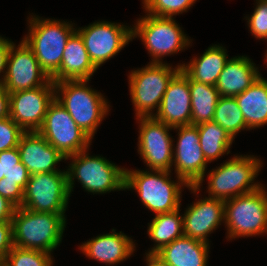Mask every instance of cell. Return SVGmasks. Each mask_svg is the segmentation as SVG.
<instances>
[{
  "label": "cell",
  "mask_w": 267,
  "mask_h": 266,
  "mask_svg": "<svg viewBox=\"0 0 267 266\" xmlns=\"http://www.w3.org/2000/svg\"><path fill=\"white\" fill-rule=\"evenodd\" d=\"M65 228V214L17 207L12 217L13 246L51 254L62 242Z\"/></svg>",
  "instance_id": "cell-1"
},
{
  "label": "cell",
  "mask_w": 267,
  "mask_h": 266,
  "mask_svg": "<svg viewBox=\"0 0 267 266\" xmlns=\"http://www.w3.org/2000/svg\"><path fill=\"white\" fill-rule=\"evenodd\" d=\"M89 80L54 83L55 99L67 110L79 128L93 139L99 124L108 115L109 102L87 85Z\"/></svg>",
  "instance_id": "cell-2"
},
{
  "label": "cell",
  "mask_w": 267,
  "mask_h": 266,
  "mask_svg": "<svg viewBox=\"0 0 267 266\" xmlns=\"http://www.w3.org/2000/svg\"><path fill=\"white\" fill-rule=\"evenodd\" d=\"M170 173L164 170L125 168L124 189L137 191L145 208L155 214L173 212L180 208L181 189L189 185L182 178L176 182L171 180Z\"/></svg>",
  "instance_id": "cell-3"
},
{
  "label": "cell",
  "mask_w": 267,
  "mask_h": 266,
  "mask_svg": "<svg viewBox=\"0 0 267 266\" xmlns=\"http://www.w3.org/2000/svg\"><path fill=\"white\" fill-rule=\"evenodd\" d=\"M27 21L29 32L22 40L51 78L59 70L66 43L76 28L71 22L41 19L38 15H31Z\"/></svg>",
  "instance_id": "cell-4"
},
{
  "label": "cell",
  "mask_w": 267,
  "mask_h": 266,
  "mask_svg": "<svg viewBox=\"0 0 267 266\" xmlns=\"http://www.w3.org/2000/svg\"><path fill=\"white\" fill-rule=\"evenodd\" d=\"M69 159L72 162L66 173L70 195L75 185L74 179H78L83 189L93 195L125 190V168L100 155L89 156L87 149L68 156L65 161Z\"/></svg>",
  "instance_id": "cell-5"
},
{
  "label": "cell",
  "mask_w": 267,
  "mask_h": 266,
  "mask_svg": "<svg viewBox=\"0 0 267 266\" xmlns=\"http://www.w3.org/2000/svg\"><path fill=\"white\" fill-rule=\"evenodd\" d=\"M262 164L254 155H234L208 172V197L226 201L256 191L263 186L254 182Z\"/></svg>",
  "instance_id": "cell-6"
},
{
  "label": "cell",
  "mask_w": 267,
  "mask_h": 266,
  "mask_svg": "<svg viewBox=\"0 0 267 266\" xmlns=\"http://www.w3.org/2000/svg\"><path fill=\"white\" fill-rule=\"evenodd\" d=\"M224 225L228 239L267 234V190L254 192L224 201Z\"/></svg>",
  "instance_id": "cell-7"
},
{
  "label": "cell",
  "mask_w": 267,
  "mask_h": 266,
  "mask_svg": "<svg viewBox=\"0 0 267 266\" xmlns=\"http://www.w3.org/2000/svg\"><path fill=\"white\" fill-rule=\"evenodd\" d=\"M180 69L179 64L173 68L167 62H150L129 73V91L136 118L151 117L155 110L157 113L170 80Z\"/></svg>",
  "instance_id": "cell-8"
},
{
  "label": "cell",
  "mask_w": 267,
  "mask_h": 266,
  "mask_svg": "<svg viewBox=\"0 0 267 266\" xmlns=\"http://www.w3.org/2000/svg\"><path fill=\"white\" fill-rule=\"evenodd\" d=\"M146 15L131 27L132 39L139 37L142 40L152 56L151 63H163L164 56L176 54L192 42L174 18Z\"/></svg>",
  "instance_id": "cell-9"
},
{
  "label": "cell",
  "mask_w": 267,
  "mask_h": 266,
  "mask_svg": "<svg viewBox=\"0 0 267 266\" xmlns=\"http://www.w3.org/2000/svg\"><path fill=\"white\" fill-rule=\"evenodd\" d=\"M70 196L65 170L37 173L29 176L21 207L35 212L65 214Z\"/></svg>",
  "instance_id": "cell-10"
},
{
  "label": "cell",
  "mask_w": 267,
  "mask_h": 266,
  "mask_svg": "<svg viewBox=\"0 0 267 266\" xmlns=\"http://www.w3.org/2000/svg\"><path fill=\"white\" fill-rule=\"evenodd\" d=\"M38 132L64 158L89 150L92 141L55 98L48 105L44 122Z\"/></svg>",
  "instance_id": "cell-11"
},
{
  "label": "cell",
  "mask_w": 267,
  "mask_h": 266,
  "mask_svg": "<svg viewBox=\"0 0 267 266\" xmlns=\"http://www.w3.org/2000/svg\"><path fill=\"white\" fill-rule=\"evenodd\" d=\"M174 129L178 131L172 163V166H175V177L182 178L189 185V190L198 194L208 164L199 144L198 128L196 125H184L174 127Z\"/></svg>",
  "instance_id": "cell-12"
},
{
  "label": "cell",
  "mask_w": 267,
  "mask_h": 266,
  "mask_svg": "<svg viewBox=\"0 0 267 266\" xmlns=\"http://www.w3.org/2000/svg\"><path fill=\"white\" fill-rule=\"evenodd\" d=\"M76 31L81 35L89 58L97 69L133 40L132 28L109 21H96L76 28Z\"/></svg>",
  "instance_id": "cell-13"
},
{
  "label": "cell",
  "mask_w": 267,
  "mask_h": 266,
  "mask_svg": "<svg viewBox=\"0 0 267 266\" xmlns=\"http://www.w3.org/2000/svg\"><path fill=\"white\" fill-rule=\"evenodd\" d=\"M139 124L138 154L150 170L171 171L174 143L169 130L173 127L155 117H137Z\"/></svg>",
  "instance_id": "cell-14"
},
{
  "label": "cell",
  "mask_w": 267,
  "mask_h": 266,
  "mask_svg": "<svg viewBox=\"0 0 267 266\" xmlns=\"http://www.w3.org/2000/svg\"><path fill=\"white\" fill-rule=\"evenodd\" d=\"M10 118L25 132L38 131L46 115L48 105L55 98L54 82L32 89L9 93Z\"/></svg>",
  "instance_id": "cell-15"
},
{
  "label": "cell",
  "mask_w": 267,
  "mask_h": 266,
  "mask_svg": "<svg viewBox=\"0 0 267 266\" xmlns=\"http://www.w3.org/2000/svg\"><path fill=\"white\" fill-rule=\"evenodd\" d=\"M51 78L41 68L35 54L22 40L13 43L7 60L6 75L2 86L8 93L46 85Z\"/></svg>",
  "instance_id": "cell-16"
},
{
  "label": "cell",
  "mask_w": 267,
  "mask_h": 266,
  "mask_svg": "<svg viewBox=\"0 0 267 266\" xmlns=\"http://www.w3.org/2000/svg\"><path fill=\"white\" fill-rule=\"evenodd\" d=\"M153 117L173 128L191 125L189 77L181 69L170 80Z\"/></svg>",
  "instance_id": "cell-17"
},
{
  "label": "cell",
  "mask_w": 267,
  "mask_h": 266,
  "mask_svg": "<svg viewBox=\"0 0 267 266\" xmlns=\"http://www.w3.org/2000/svg\"><path fill=\"white\" fill-rule=\"evenodd\" d=\"M184 213V236L209 244L208 234L224 223V201L210 197L201 198L188 206Z\"/></svg>",
  "instance_id": "cell-18"
},
{
  "label": "cell",
  "mask_w": 267,
  "mask_h": 266,
  "mask_svg": "<svg viewBox=\"0 0 267 266\" xmlns=\"http://www.w3.org/2000/svg\"><path fill=\"white\" fill-rule=\"evenodd\" d=\"M21 163L29 175L61 171L57 163L65 161L64 156L38 132H24L17 146Z\"/></svg>",
  "instance_id": "cell-19"
},
{
  "label": "cell",
  "mask_w": 267,
  "mask_h": 266,
  "mask_svg": "<svg viewBox=\"0 0 267 266\" xmlns=\"http://www.w3.org/2000/svg\"><path fill=\"white\" fill-rule=\"evenodd\" d=\"M135 248L131 237L122 231L117 233L115 229H112L111 233L89 239L79 246L86 257L105 263L107 266L121 263L130 258Z\"/></svg>",
  "instance_id": "cell-20"
},
{
  "label": "cell",
  "mask_w": 267,
  "mask_h": 266,
  "mask_svg": "<svg viewBox=\"0 0 267 266\" xmlns=\"http://www.w3.org/2000/svg\"><path fill=\"white\" fill-rule=\"evenodd\" d=\"M97 68L89 58L81 35L75 31L68 39L59 70L51 80H90Z\"/></svg>",
  "instance_id": "cell-21"
},
{
  "label": "cell",
  "mask_w": 267,
  "mask_h": 266,
  "mask_svg": "<svg viewBox=\"0 0 267 266\" xmlns=\"http://www.w3.org/2000/svg\"><path fill=\"white\" fill-rule=\"evenodd\" d=\"M261 76L256 64L249 57L230 58L216 84L220 96L235 97L243 93Z\"/></svg>",
  "instance_id": "cell-22"
},
{
  "label": "cell",
  "mask_w": 267,
  "mask_h": 266,
  "mask_svg": "<svg viewBox=\"0 0 267 266\" xmlns=\"http://www.w3.org/2000/svg\"><path fill=\"white\" fill-rule=\"evenodd\" d=\"M209 248V244L183 235L156 254L169 266H207Z\"/></svg>",
  "instance_id": "cell-23"
},
{
  "label": "cell",
  "mask_w": 267,
  "mask_h": 266,
  "mask_svg": "<svg viewBox=\"0 0 267 266\" xmlns=\"http://www.w3.org/2000/svg\"><path fill=\"white\" fill-rule=\"evenodd\" d=\"M228 60L225 47L216 44L208 47L201 56L192 58L189 64H180V68L191 80L216 86Z\"/></svg>",
  "instance_id": "cell-24"
},
{
  "label": "cell",
  "mask_w": 267,
  "mask_h": 266,
  "mask_svg": "<svg viewBox=\"0 0 267 266\" xmlns=\"http://www.w3.org/2000/svg\"><path fill=\"white\" fill-rule=\"evenodd\" d=\"M235 99L249 129L267 125V80L264 77L260 76Z\"/></svg>",
  "instance_id": "cell-25"
},
{
  "label": "cell",
  "mask_w": 267,
  "mask_h": 266,
  "mask_svg": "<svg viewBox=\"0 0 267 266\" xmlns=\"http://www.w3.org/2000/svg\"><path fill=\"white\" fill-rule=\"evenodd\" d=\"M180 208L169 213L156 214L151 223H148L147 234L155 242L154 247L147 253H157L163 247L182 237L183 216Z\"/></svg>",
  "instance_id": "cell-26"
},
{
  "label": "cell",
  "mask_w": 267,
  "mask_h": 266,
  "mask_svg": "<svg viewBox=\"0 0 267 266\" xmlns=\"http://www.w3.org/2000/svg\"><path fill=\"white\" fill-rule=\"evenodd\" d=\"M189 88L191 94V125L212 121L220 98L216 86L189 78Z\"/></svg>",
  "instance_id": "cell-27"
},
{
  "label": "cell",
  "mask_w": 267,
  "mask_h": 266,
  "mask_svg": "<svg viewBox=\"0 0 267 266\" xmlns=\"http://www.w3.org/2000/svg\"><path fill=\"white\" fill-rule=\"evenodd\" d=\"M196 126L199 133V144L208 163L219 159L225 153L226 155L230 153L233 139L218 123L212 120Z\"/></svg>",
  "instance_id": "cell-28"
},
{
  "label": "cell",
  "mask_w": 267,
  "mask_h": 266,
  "mask_svg": "<svg viewBox=\"0 0 267 266\" xmlns=\"http://www.w3.org/2000/svg\"><path fill=\"white\" fill-rule=\"evenodd\" d=\"M213 121L218 123L234 140L241 130H250L235 97L220 96L215 108Z\"/></svg>",
  "instance_id": "cell-29"
},
{
  "label": "cell",
  "mask_w": 267,
  "mask_h": 266,
  "mask_svg": "<svg viewBox=\"0 0 267 266\" xmlns=\"http://www.w3.org/2000/svg\"><path fill=\"white\" fill-rule=\"evenodd\" d=\"M0 162L4 181L16 182L24 190L30 175L21 163L18 148L1 151Z\"/></svg>",
  "instance_id": "cell-30"
},
{
  "label": "cell",
  "mask_w": 267,
  "mask_h": 266,
  "mask_svg": "<svg viewBox=\"0 0 267 266\" xmlns=\"http://www.w3.org/2000/svg\"><path fill=\"white\" fill-rule=\"evenodd\" d=\"M51 254L13 246L0 266H52Z\"/></svg>",
  "instance_id": "cell-31"
},
{
  "label": "cell",
  "mask_w": 267,
  "mask_h": 266,
  "mask_svg": "<svg viewBox=\"0 0 267 266\" xmlns=\"http://www.w3.org/2000/svg\"><path fill=\"white\" fill-rule=\"evenodd\" d=\"M145 13L159 17L176 16L187 12L197 0H142Z\"/></svg>",
  "instance_id": "cell-32"
},
{
  "label": "cell",
  "mask_w": 267,
  "mask_h": 266,
  "mask_svg": "<svg viewBox=\"0 0 267 266\" xmlns=\"http://www.w3.org/2000/svg\"><path fill=\"white\" fill-rule=\"evenodd\" d=\"M256 7L250 17H246L251 34L267 40V0H256Z\"/></svg>",
  "instance_id": "cell-33"
},
{
  "label": "cell",
  "mask_w": 267,
  "mask_h": 266,
  "mask_svg": "<svg viewBox=\"0 0 267 266\" xmlns=\"http://www.w3.org/2000/svg\"><path fill=\"white\" fill-rule=\"evenodd\" d=\"M25 131L10 117L0 120V152L16 148Z\"/></svg>",
  "instance_id": "cell-34"
},
{
  "label": "cell",
  "mask_w": 267,
  "mask_h": 266,
  "mask_svg": "<svg viewBox=\"0 0 267 266\" xmlns=\"http://www.w3.org/2000/svg\"><path fill=\"white\" fill-rule=\"evenodd\" d=\"M24 190L16 183L0 180V196L6 198L16 208L21 207L23 203Z\"/></svg>",
  "instance_id": "cell-35"
},
{
  "label": "cell",
  "mask_w": 267,
  "mask_h": 266,
  "mask_svg": "<svg viewBox=\"0 0 267 266\" xmlns=\"http://www.w3.org/2000/svg\"><path fill=\"white\" fill-rule=\"evenodd\" d=\"M13 247L12 222H0V264Z\"/></svg>",
  "instance_id": "cell-36"
},
{
  "label": "cell",
  "mask_w": 267,
  "mask_h": 266,
  "mask_svg": "<svg viewBox=\"0 0 267 266\" xmlns=\"http://www.w3.org/2000/svg\"><path fill=\"white\" fill-rule=\"evenodd\" d=\"M13 42L9 39H5V37L0 36V76L1 73L3 74L0 79V85L3 84L5 75H6V67H7V60H8V55L10 52V48Z\"/></svg>",
  "instance_id": "cell-37"
},
{
  "label": "cell",
  "mask_w": 267,
  "mask_h": 266,
  "mask_svg": "<svg viewBox=\"0 0 267 266\" xmlns=\"http://www.w3.org/2000/svg\"><path fill=\"white\" fill-rule=\"evenodd\" d=\"M15 206L0 196V222H12Z\"/></svg>",
  "instance_id": "cell-38"
},
{
  "label": "cell",
  "mask_w": 267,
  "mask_h": 266,
  "mask_svg": "<svg viewBox=\"0 0 267 266\" xmlns=\"http://www.w3.org/2000/svg\"><path fill=\"white\" fill-rule=\"evenodd\" d=\"M10 117V96L6 89L0 85V120Z\"/></svg>",
  "instance_id": "cell-39"
},
{
  "label": "cell",
  "mask_w": 267,
  "mask_h": 266,
  "mask_svg": "<svg viewBox=\"0 0 267 266\" xmlns=\"http://www.w3.org/2000/svg\"><path fill=\"white\" fill-rule=\"evenodd\" d=\"M145 261L147 266H169L162 258H160L156 253H145Z\"/></svg>",
  "instance_id": "cell-40"
},
{
  "label": "cell",
  "mask_w": 267,
  "mask_h": 266,
  "mask_svg": "<svg viewBox=\"0 0 267 266\" xmlns=\"http://www.w3.org/2000/svg\"><path fill=\"white\" fill-rule=\"evenodd\" d=\"M2 179V168H1V162H0V180Z\"/></svg>",
  "instance_id": "cell-41"
},
{
  "label": "cell",
  "mask_w": 267,
  "mask_h": 266,
  "mask_svg": "<svg viewBox=\"0 0 267 266\" xmlns=\"http://www.w3.org/2000/svg\"><path fill=\"white\" fill-rule=\"evenodd\" d=\"M266 61H267V50H266V53H265V58H264ZM267 63V62H266Z\"/></svg>",
  "instance_id": "cell-42"
}]
</instances>
